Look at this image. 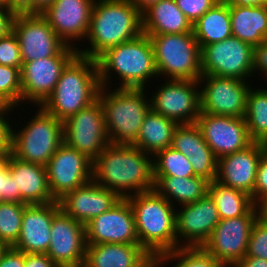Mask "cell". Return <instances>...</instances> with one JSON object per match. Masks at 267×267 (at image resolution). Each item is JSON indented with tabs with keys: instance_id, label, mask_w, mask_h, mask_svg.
Listing matches in <instances>:
<instances>
[{
	"instance_id": "1",
	"label": "cell",
	"mask_w": 267,
	"mask_h": 267,
	"mask_svg": "<svg viewBox=\"0 0 267 267\" xmlns=\"http://www.w3.org/2000/svg\"><path fill=\"white\" fill-rule=\"evenodd\" d=\"M151 156L134 145L109 143L92 161V181L120 198L151 191L155 188Z\"/></svg>"
},
{
	"instance_id": "2",
	"label": "cell",
	"mask_w": 267,
	"mask_h": 267,
	"mask_svg": "<svg viewBox=\"0 0 267 267\" xmlns=\"http://www.w3.org/2000/svg\"><path fill=\"white\" fill-rule=\"evenodd\" d=\"M142 33V14L131 0H95L86 37L90 48H78V55L97 60L108 49Z\"/></svg>"
},
{
	"instance_id": "3",
	"label": "cell",
	"mask_w": 267,
	"mask_h": 267,
	"mask_svg": "<svg viewBox=\"0 0 267 267\" xmlns=\"http://www.w3.org/2000/svg\"><path fill=\"white\" fill-rule=\"evenodd\" d=\"M139 244L154 258L177 248L176 208L155 189L127 197Z\"/></svg>"
},
{
	"instance_id": "4",
	"label": "cell",
	"mask_w": 267,
	"mask_h": 267,
	"mask_svg": "<svg viewBox=\"0 0 267 267\" xmlns=\"http://www.w3.org/2000/svg\"><path fill=\"white\" fill-rule=\"evenodd\" d=\"M100 87L97 60L77 54L62 70L56 87L41 107L64 122L96 101Z\"/></svg>"
},
{
	"instance_id": "5",
	"label": "cell",
	"mask_w": 267,
	"mask_h": 267,
	"mask_svg": "<svg viewBox=\"0 0 267 267\" xmlns=\"http://www.w3.org/2000/svg\"><path fill=\"white\" fill-rule=\"evenodd\" d=\"M97 63L102 87L111 84L112 72L121 80L117 88L145 89L147 81L158 78L153 45L145 33L108 49Z\"/></svg>"
},
{
	"instance_id": "6",
	"label": "cell",
	"mask_w": 267,
	"mask_h": 267,
	"mask_svg": "<svg viewBox=\"0 0 267 267\" xmlns=\"http://www.w3.org/2000/svg\"><path fill=\"white\" fill-rule=\"evenodd\" d=\"M145 91L133 88L110 91V87H100L98 99L103 106L110 144L132 145L136 141L144 118L151 110Z\"/></svg>"
},
{
	"instance_id": "7",
	"label": "cell",
	"mask_w": 267,
	"mask_h": 267,
	"mask_svg": "<svg viewBox=\"0 0 267 267\" xmlns=\"http://www.w3.org/2000/svg\"><path fill=\"white\" fill-rule=\"evenodd\" d=\"M37 110L22 129L12 130V154L22 161L46 166L64 142L63 121L41 106Z\"/></svg>"
},
{
	"instance_id": "8",
	"label": "cell",
	"mask_w": 267,
	"mask_h": 267,
	"mask_svg": "<svg viewBox=\"0 0 267 267\" xmlns=\"http://www.w3.org/2000/svg\"><path fill=\"white\" fill-rule=\"evenodd\" d=\"M154 49L158 76L176 80H199L201 49L193 32L148 35Z\"/></svg>"
},
{
	"instance_id": "9",
	"label": "cell",
	"mask_w": 267,
	"mask_h": 267,
	"mask_svg": "<svg viewBox=\"0 0 267 267\" xmlns=\"http://www.w3.org/2000/svg\"><path fill=\"white\" fill-rule=\"evenodd\" d=\"M258 212L254 205L245 215L220 219L202 248L218 262L234 267L247 253L250 234Z\"/></svg>"
},
{
	"instance_id": "10",
	"label": "cell",
	"mask_w": 267,
	"mask_h": 267,
	"mask_svg": "<svg viewBox=\"0 0 267 267\" xmlns=\"http://www.w3.org/2000/svg\"><path fill=\"white\" fill-rule=\"evenodd\" d=\"M253 48L234 36L203 46L200 53L202 75L251 80Z\"/></svg>"
},
{
	"instance_id": "11",
	"label": "cell",
	"mask_w": 267,
	"mask_h": 267,
	"mask_svg": "<svg viewBox=\"0 0 267 267\" xmlns=\"http://www.w3.org/2000/svg\"><path fill=\"white\" fill-rule=\"evenodd\" d=\"M64 142L92 161L110 143L99 99L63 122Z\"/></svg>"
},
{
	"instance_id": "12",
	"label": "cell",
	"mask_w": 267,
	"mask_h": 267,
	"mask_svg": "<svg viewBox=\"0 0 267 267\" xmlns=\"http://www.w3.org/2000/svg\"><path fill=\"white\" fill-rule=\"evenodd\" d=\"M76 45H67L55 56L23 63L20 71L21 104L28 101L38 107L44 103L56 87L62 70L78 54Z\"/></svg>"
},
{
	"instance_id": "13",
	"label": "cell",
	"mask_w": 267,
	"mask_h": 267,
	"mask_svg": "<svg viewBox=\"0 0 267 267\" xmlns=\"http://www.w3.org/2000/svg\"><path fill=\"white\" fill-rule=\"evenodd\" d=\"M152 97L151 110L178 124L196 123L200 115V86L198 80L165 79Z\"/></svg>"
},
{
	"instance_id": "14",
	"label": "cell",
	"mask_w": 267,
	"mask_h": 267,
	"mask_svg": "<svg viewBox=\"0 0 267 267\" xmlns=\"http://www.w3.org/2000/svg\"><path fill=\"white\" fill-rule=\"evenodd\" d=\"M249 80L202 75L200 89V111L223 116L245 117L247 96L251 86Z\"/></svg>"
},
{
	"instance_id": "15",
	"label": "cell",
	"mask_w": 267,
	"mask_h": 267,
	"mask_svg": "<svg viewBox=\"0 0 267 267\" xmlns=\"http://www.w3.org/2000/svg\"><path fill=\"white\" fill-rule=\"evenodd\" d=\"M52 197L65 194L92 181V160L63 142L46 165Z\"/></svg>"
},
{
	"instance_id": "16",
	"label": "cell",
	"mask_w": 267,
	"mask_h": 267,
	"mask_svg": "<svg viewBox=\"0 0 267 267\" xmlns=\"http://www.w3.org/2000/svg\"><path fill=\"white\" fill-rule=\"evenodd\" d=\"M13 32L18 39L23 63L55 56L67 46L41 13L17 14Z\"/></svg>"
},
{
	"instance_id": "17",
	"label": "cell",
	"mask_w": 267,
	"mask_h": 267,
	"mask_svg": "<svg viewBox=\"0 0 267 267\" xmlns=\"http://www.w3.org/2000/svg\"><path fill=\"white\" fill-rule=\"evenodd\" d=\"M86 243L139 244L133 209L127 198H121L107 212L85 225Z\"/></svg>"
},
{
	"instance_id": "18",
	"label": "cell",
	"mask_w": 267,
	"mask_h": 267,
	"mask_svg": "<svg viewBox=\"0 0 267 267\" xmlns=\"http://www.w3.org/2000/svg\"><path fill=\"white\" fill-rule=\"evenodd\" d=\"M196 124L217 159L243 150L253 142L244 117L200 112Z\"/></svg>"
},
{
	"instance_id": "19",
	"label": "cell",
	"mask_w": 267,
	"mask_h": 267,
	"mask_svg": "<svg viewBox=\"0 0 267 267\" xmlns=\"http://www.w3.org/2000/svg\"><path fill=\"white\" fill-rule=\"evenodd\" d=\"M47 255L59 267H75L85 263V225L60 210L51 223Z\"/></svg>"
},
{
	"instance_id": "20",
	"label": "cell",
	"mask_w": 267,
	"mask_h": 267,
	"mask_svg": "<svg viewBox=\"0 0 267 267\" xmlns=\"http://www.w3.org/2000/svg\"><path fill=\"white\" fill-rule=\"evenodd\" d=\"M181 207V211L176 210L177 248L202 247L220 221L214 200L207 194L204 198Z\"/></svg>"
},
{
	"instance_id": "21",
	"label": "cell",
	"mask_w": 267,
	"mask_h": 267,
	"mask_svg": "<svg viewBox=\"0 0 267 267\" xmlns=\"http://www.w3.org/2000/svg\"><path fill=\"white\" fill-rule=\"evenodd\" d=\"M95 0H54L41 15L66 44L86 39ZM73 41V42H71Z\"/></svg>"
},
{
	"instance_id": "22",
	"label": "cell",
	"mask_w": 267,
	"mask_h": 267,
	"mask_svg": "<svg viewBox=\"0 0 267 267\" xmlns=\"http://www.w3.org/2000/svg\"><path fill=\"white\" fill-rule=\"evenodd\" d=\"M267 144L252 142L243 150L218 159L216 181L239 189L253 198L258 164Z\"/></svg>"
},
{
	"instance_id": "23",
	"label": "cell",
	"mask_w": 267,
	"mask_h": 267,
	"mask_svg": "<svg viewBox=\"0 0 267 267\" xmlns=\"http://www.w3.org/2000/svg\"><path fill=\"white\" fill-rule=\"evenodd\" d=\"M60 210L58 201L27 205L19 238L12 247L25 254H46L50 245L51 223Z\"/></svg>"
},
{
	"instance_id": "24",
	"label": "cell",
	"mask_w": 267,
	"mask_h": 267,
	"mask_svg": "<svg viewBox=\"0 0 267 267\" xmlns=\"http://www.w3.org/2000/svg\"><path fill=\"white\" fill-rule=\"evenodd\" d=\"M121 198L109 189L90 181L58 200L60 209L86 225L91 219L107 212Z\"/></svg>"
},
{
	"instance_id": "25",
	"label": "cell",
	"mask_w": 267,
	"mask_h": 267,
	"mask_svg": "<svg viewBox=\"0 0 267 267\" xmlns=\"http://www.w3.org/2000/svg\"><path fill=\"white\" fill-rule=\"evenodd\" d=\"M7 167L16 185V203L47 204L56 201L48 185L46 166L7 155Z\"/></svg>"
},
{
	"instance_id": "26",
	"label": "cell",
	"mask_w": 267,
	"mask_h": 267,
	"mask_svg": "<svg viewBox=\"0 0 267 267\" xmlns=\"http://www.w3.org/2000/svg\"><path fill=\"white\" fill-rule=\"evenodd\" d=\"M87 267H155V259L140 244H87Z\"/></svg>"
},
{
	"instance_id": "27",
	"label": "cell",
	"mask_w": 267,
	"mask_h": 267,
	"mask_svg": "<svg viewBox=\"0 0 267 267\" xmlns=\"http://www.w3.org/2000/svg\"><path fill=\"white\" fill-rule=\"evenodd\" d=\"M143 33L181 34L193 32V25L178 8L175 0H164L153 5L143 15Z\"/></svg>"
},
{
	"instance_id": "28",
	"label": "cell",
	"mask_w": 267,
	"mask_h": 267,
	"mask_svg": "<svg viewBox=\"0 0 267 267\" xmlns=\"http://www.w3.org/2000/svg\"><path fill=\"white\" fill-rule=\"evenodd\" d=\"M232 36L252 47L267 40V6H230Z\"/></svg>"
},
{
	"instance_id": "29",
	"label": "cell",
	"mask_w": 267,
	"mask_h": 267,
	"mask_svg": "<svg viewBox=\"0 0 267 267\" xmlns=\"http://www.w3.org/2000/svg\"><path fill=\"white\" fill-rule=\"evenodd\" d=\"M154 180V189L173 206H175V202L181 206L204 198L208 194L210 183L198 176L185 178L154 177Z\"/></svg>"
},
{
	"instance_id": "30",
	"label": "cell",
	"mask_w": 267,
	"mask_h": 267,
	"mask_svg": "<svg viewBox=\"0 0 267 267\" xmlns=\"http://www.w3.org/2000/svg\"><path fill=\"white\" fill-rule=\"evenodd\" d=\"M178 125L176 121L150 110L132 145L154 156L157 152L171 147L173 133Z\"/></svg>"
},
{
	"instance_id": "31",
	"label": "cell",
	"mask_w": 267,
	"mask_h": 267,
	"mask_svg": "<svg viewBox=\"0 0 267 267\" xmlns=\"http://www.w3.org/2000/svg\"><path fill=\"white\" fill-rule=\"evenodd\" d=\"M193 33L200 49L231 37L230 6L220 0L193 24Z\"/></svg>"
},
{
	"instance_id": "32",
	"label": "cell",
	"mask_w": 267,
	"mask_h": 267,
	"mask_svg": "<svg viewBox=\"0 0 267 267\" xmlns=\"http://www.w3.org/2000/svg\"><path fill=\"white\" fill-rule=\"evenodd\" d=\"M208 194L214 200L220 219L245 215L255 204L251 196L214 180L209 183Z\"/></svg>"
},
{
	"instance_id": "33",
	"label": "cell",
	"mask_w": 267,
	"mask_h": 267,
	"mask_svg": "<svg viewBox=\"0 0 267 267\" xmlns=\"http://www.w3.org/2000/svg\"><path fill=\"white\" fill-rule=\"evenodd\" d=\"M262 88H250L244 118L250 139L267 144V87Z\"/></svg>"
},
{
	"instance_id": "34",
	"label": "cell",
	"mask_w": 267,
	"mask_h": 267,
	"mask_svg": "<svg viewBox=\"0 0 267 267\" xmlns=\"http://www.w3.org/2000/svg\"><path fill=\"white\" fill-rule=\"evenodd\" d=\"M174 261L176 262L173 267H228L218 262L202 247H178L158 256L155 259V267H164L165 263Z\"/></svg>"
},
{
	"instance_id": "35",
	"label": "cell",
	"mask_w": 267,
	"mask_h": 267,
	"mask_svg": "<svg viewBox=\"0 0 267 267\" xmlns=\"http://www.w3.org/2000/svg\"><path fill=\"white\" fill-rule=\"evenodd\" d=\"M153 157L154 177L195 176L188 157L172 147L157 152Z\"/></svg>"
},
{
	"instance_id": "36",
	"label": "cell",
	"mask_w": 267,
	"mask_h": 267,
	"mask_svg": "<svg viewBox=\"0 0 267 267\" xmlns=\"http://www.w3.org/2000/svg\"><path fill=\"white\" fill-rule=\"evenodd\" d=\"M171 147L188 158L197 153H213L196 123L179 124L173 133Z\"/></svg>"
},
{
	"instance_id": "37",
	"label": "cell",
	"mask_w": 267,
	"mask_h": 267,
	"mask_svg": "<svg viewBox=\"0 0 267 267\" xmlns=\"http://www.w3.org/2000/svg\"><path fill=\"white\" fill-rule=\"evenodd\" d=\"M28 204L0 201V241L10 247L13 246L20 235L22 216Z\"/></svg>"
},
{
	"instance_id": "38",
	"label": "cell",
	"mask_w": 267,
	"mask_h": 267,
	"mask_svg": "<svg viewBox=\"0 0 267 267\" xmlns=\"http://www.w3.org/2000/svg\"><path fill=\"white\" fill-rule=\"evenodd\" d=\"M15 67L0 65V97L10 106L21 104V76Z\"/></svg>"
},
{
	"instance_id": "39",
	"label": "cell",
	"mask_w": 267,
	"mask_h": 267,
	"mask_svg": "<svg viewBox=\"0 0 267 267\" xmlns=\"http://www.w3.org/2000/svg\"><path fill=\"white\" fill-rule=\"evenodd\" d=\"M0 65L22 69L20 46L14 32L0 38Z\"/></svg>"
},
{
	"instance_id": "40",
	"label": "cell",
	"mask_w": 267,
	"mask_h": 267,
	"mask_svg": "<svg viewBox=\"0 0 267 267\" xmlns=\"http://www.w3.org/2000/svg\"><path fill=\"white\" fill-rule=\"evenodd\" d=\"M195 176L209 182L216 180L218 159L214 153H197L188 158Z\"/></svg>"
},
{
	"instance_id": "41",
	"label": "cell",
	"mask_w": 267,
	"mask_h": 267,
	"mask_svg": "<svg viewBox=\"0 0 267 267\" xmlns=\"http://www.w3.org/2000/svg\"><path fill=\"white\" fill-rule=\"evenodd\" d=\"M246 256L267 260V223L259 218L256 219L253 225Z\"/></svg>"
},
{
	"instance_id": "42",
	"label": "cell",
	"mask_w": 267,
	"mask_h": 267,
	"mask_svg": "<svg viewBox=\"0 0 267 267\" xmlns=\"http://www.w3.org/2000/svg\"><path fill=\"white\" fill-rule=\"evenodd\" d=\"M220 0H175L192 25Z\"/></svg>"
},
{
	"instance_id": "43",
	"label": "cell",
	"mask_w": 267,
	"mask_h": 267,
	"mask_svg": "<svg viewBox=\"0 0 267 267\" xmlns=\"http://www.w3.org/2000/svg\"><path fill=\"white\" fill-rule=\"evenodd\" d=\"M266 197H267V148L262 152L258 164L252 201L254 204H256L259 200Z\"/></svg>"
},
{
	"instance_id": "44",
	"label": "cell",
	"mask_w": 267,
	"mask_h": 267,
	"mask_svg": "<svg viewBox=\"0 0 267 267\" xmlns=\"http://www.w3.org/2000/svg\"><path fill=\"white\" fill-rule=\"evenodd\" d=\"M13 109L14 107H11L8 111H0V157L12 153V130L14 128H12L13 124L11 126L10 119H7L6 115Z\"/></svg>"
},
{
	"instance_id": "45",
	"label": "cell",
	"mask_w": 267,
	"mask_h": 267,
	"mask_svg": "<svg viewBox=\"0 0 267 267\" xmlns=\"http://www.w3.org/2000/svg\"><path fill=\"white\" fill-rule=\"evenodd\" d=\"M258 70L267 79V40L253 48V74Z\"/></svg>"
},
{
	"instance_id": "46",
	"label": "cell",
	"mask_w": 267,
	"mask_h": 267,
	"mask_svg": "<svg viewBox=\"0 0 267 267\" xmlns=\"http://www.w3.org/2000/svg\"><path fill=\"white\" fill-rule=\"evenodd\" d=\"M25 253L12 246L7 249L0 260V267H24Z\"/></svg>"
},
{
	"instance_id": "47",
	"label": "cell",
	"mask_w": 267,
	"mask_h": 267,
	"mask_svg": "<svg viewBox=\"0 0 267 267\" xmlns=\"http://www.w3.org/2000/svg\"><path fill=\"white\" fill-rule=\"evenodd\" d=\"M16 13L8 8H0V38L13 32Z\"/></svg>"
},
{
	"instance_id": "48",
	"label": "cell",
	"mask_w": 267,
	"mask_h": 267,
	"mask_svg": "<svg viewBox=\"0 0 267 267\" xmlns=\"http://www.w3.org/2000/svg\"><path fill=\"white\" fill-rule=\"evenodd\" d=\"M24 267H59L47 254H25Z\"/></svg>"
},
{
	"instance_id": "49",
	"label": "cell",
	"mask_w": 267,
	"mask_h": 267,
	"mask_svg": "<svg viewBox=\"0 0 267 267\" xmlns=\"http://www.w3.org/2000/svg\"><path fill=\"white\" fill-rule=\"evenodd\" d=\"M1 202H15L16 203V185L15 181L8 172L6 165V179L4 180L3 193L0 195Z\"/></svg>"
},
{
	"instance_id": "50",
	"label": "cell",
	"mask_w": 267,
	"mask_h": 267,
	"mask_svg": "<svg viewBox=\"0 0 267 267\" xmlns=\"http://www.w3.org/2000/svg\"><path fill=\"white\" fill-rule=\"evenodd\" d=\"M7 5L16 14L33 13V0H7Z\"/></svg>"
},
{
	"instance_id": "51",
	"label": "cell",
	"mask_w": 267,
	"mask_h": 267,
	"mask_svg": "<svg viewBox=\"0 0 267 267\" xmlns=\"http://www.w3.org/2000/svg\"><path fill=\"white\" fill-rule=\"evenodd\" d=\"M234 267H267V260L259 257L245 256Z\"/></svg>"
},
{
	"instance_id": "52",
	"label": "cell",
	"mask_w": 267,
	"mask_h": 267,
	"mask_svg": "<svg viewBox=\"0 0 267 267\" xmlns=\"http://www.w3.org/2000/svg\"><path fill=\"white\" fill-rule=\"evenodd\" d=\"M229 6H267V0H222Z\"/></svg>"
},
{
	"instance_id": "53",
	"label": "cell",
	"mask_w": 267,
	"mask_h": 267,
	"mask_svg": "<svg viewBox=\"0 0 267 267\" xmlns=\"http://www.w3.org/2000/svg\"><path fill=\"white\" fill-rule=\"evenodd\" d=\"M164 0H131L133 6L143 15L153 5Z\"/></svg>"
},
{
	"instance_id": "54",
	"label": "cell",
	"mask_w": 267,
	"mask_h": 267,
	"mask_svg": "<svg viewBox=\"0 0 267 267\" xmlns=\"http://www.w3.org/2000/svg\"><path fill=\"white\" fill-rule=\"evenodd\" d=\"M255 206L258 212V218L267 223V197L259 200Z\"/></svg>"
},
{
	"instance_id": "55",
	"label": "cell",
	"mask_w": 267,
	"mask_h": 267,
	"mask_svg": "<svg viewBox=\"0 0 267 267\" xmlns=\"http://www.w3.org/2000/svg\"><path fill=\"white\" fill-rule=\"evenodd\" d=\"M7 156L0 157V195L3 193L4 180L6 179Z\"/></svg>"
},
{
	"instance_id": "56",
	"label": "cell",
	"mask_w": 267,
	"mask_h": 267,
	"mask_svg": "<svg viewBox=\"0 0 267 267\" xmlns=\"http://www.w3.org/2000/svg\"><path fill=\"white\" fill-rule=\"evenodd\" d=\"M54 0H33V13H41Z\"/></svg>"
},
{
	"instance_id": "57",
	"label": "cell",
	"mask_w": 267,
	"mask_h": 267,
	"mask_svg": "<svg viewBox=\"0 0 267 267\" xmlns=\"http://www.w3.org/2000/svg\"><path fill=\"white\" fill-rule=\"evenodd\" d=\"M10 246L8 244H6L3 241H0V260L2 259V257L4 256V253L7 251V249Z\"/></svg>"
},
{
	"instance_id": "58",
	"label": "cell",
	"mask_w": 267,
	"mask_h": 267,
	"mask_svg": "<svg viewBox=\"0 0 267 267\" xmlns=\"http://www.w3.org/2000/svg\"><path fill=\"white\" fill-rule=\"evenodd\" d=\"M10 106L0 97V111L10 110Z\"/></svg>"
},
{
	"instance_id": "59",
	"label": "cell",
	"mask_w": 267,
	"mask_h": 267,
	"mask_svg": "<svg viewBox=\"0 0 267 267\" xmlns=\"http://www.w3.org/2000/svg\"><path fill=\"white\" fill-rule=\"evenodd\" d=\"M0 8H8L7 0H0Z\"/></svg>"
},
{
	"instance_id": "60",
	"label": "cell",
	"mask_w": 267,
	"mask_h": 267,
	"mask_svg": "<svg viewBox=\"0 0 267 267\" xmlns=\"http://www.w3.org/2000/svg\"><path fill=\"white\" fill-rule=\"evenodd\" d=\"M75 267H87V266H85V265L83 264V265H80V266H75Z\"/></svg>"
}]
</instances>
